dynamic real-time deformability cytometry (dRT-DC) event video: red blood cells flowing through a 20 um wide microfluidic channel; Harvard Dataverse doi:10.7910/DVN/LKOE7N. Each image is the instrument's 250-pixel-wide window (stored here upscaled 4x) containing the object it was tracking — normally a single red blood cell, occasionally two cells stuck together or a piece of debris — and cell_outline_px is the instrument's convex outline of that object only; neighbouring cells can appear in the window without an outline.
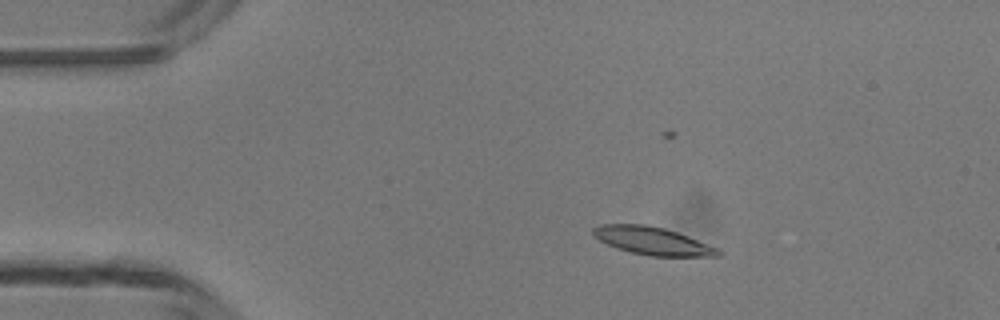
{"species": "common noctule bat (a hibernating species)", "species_latin": "Nyctalus noctula", "temperature_condition": "room temperature", "stored_images_in_passage": 6, "camera_frame_rate_fps": 3000, "um_per_image_px": 0.085, "animal": {"sex": "male", "body_mass_g": 13.3}, "frame": {"image": 1, "passage_image": 3, "time_ms": 2.333, "image_size_px": [1000, 320], "cell_outline_px": [[724, 252], [720, 256], [652, 256], [632, 252], [616, 248], [600, 240], [592, 232], [592, 228], [600, 224], [644, 224], [664, 228], [688, 236], [720, 248]], "centroid_in_image_um": [55.52, 20.47], "position_along_channel_um": 29.5, "area_um2": 20.23}}
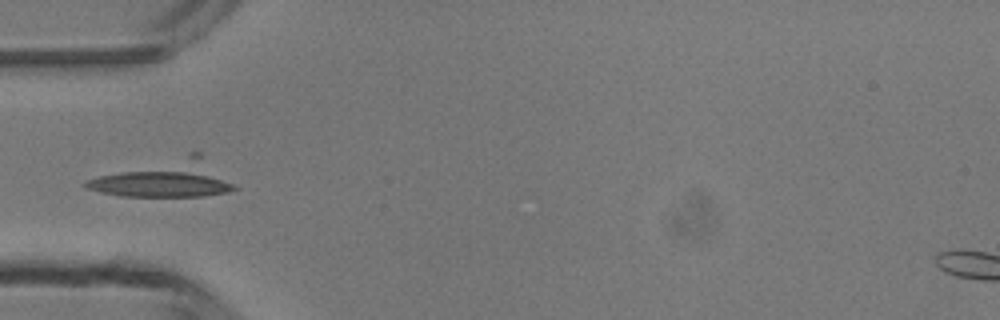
{"frame": {"image": 2, "passage_image": 5, "time_ms": 4.667, "image_size_px": [1000, 320], "cell_outline_px": [[240, 188], [228, 192], [204, 196], [120, 196], [100, 192], [84, 188], [80, 184], [84, 180], [100, 176], [120, 172], [200, 172], [236, 184]], "centroid_in_image_um": [13.53, 15.66], "position_along_channel_um": 71.5, "area_um2": 22.37}}
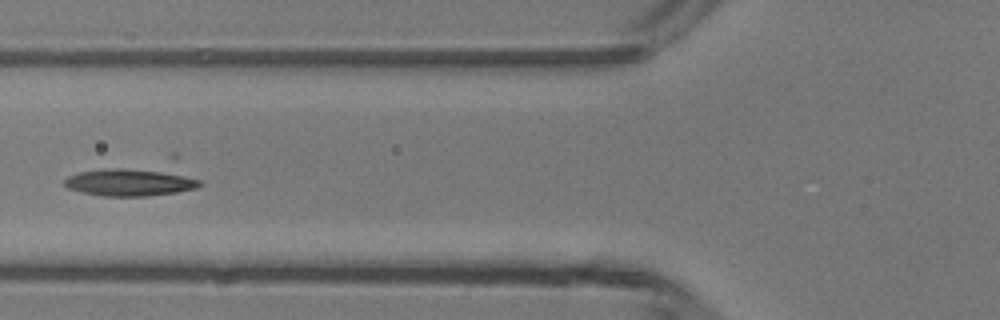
{"frame": {"image": 3, "passage_image": 6, "time_ms": 5.667, "image_size_px": [1000, 320], "cell_outline_px": [[204, 184], [196, 188], [176, 192], [148, 196], [100, 196], [80, 192], [68, 188], [64, 184], [64, 180], [68, 176], [80, 172], [116, 168], [120, 168], [176, 172], [200, 180]], "centroid_in_image_um": [11.06, 15.51], "position_along_channel_um": 114.7, "area_um2": 21.44}}